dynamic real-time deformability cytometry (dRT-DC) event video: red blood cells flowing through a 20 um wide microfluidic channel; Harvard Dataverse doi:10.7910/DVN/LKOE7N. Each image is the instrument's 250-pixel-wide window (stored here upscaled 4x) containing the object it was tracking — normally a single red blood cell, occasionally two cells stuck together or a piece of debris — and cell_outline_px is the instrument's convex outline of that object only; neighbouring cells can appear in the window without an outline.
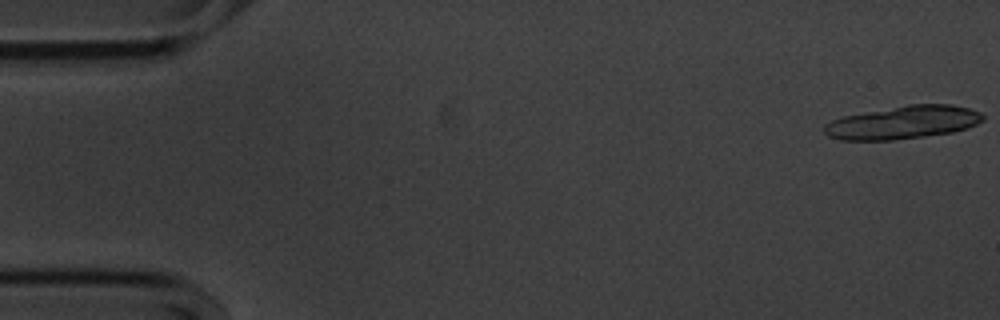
{"species": "common noctule bat (a hibernating species)", "species_latin": "Nyctalus noctula", "temperature_condition": "cold", "stored_images_in_passage": 26, "camera_frame_rate_fps": 3000, "um_per_image_px": 0.085, "animal": {"sex": "male", "body_mass_g": 20.1, "forearm_length_mm": 53.5}, "frame": {"image": 1, "passage_image": 1, "time_ms": 0.0, "image_size_px": [1000, 320], "cell_outline_px": [[984, 120], [968, 128], [952, 132], [924, 136], [892, 140], [840, 140], [828, 136], [824, 132], [824, 124], [832, 120], [844, 116], [908, 104], [952, 104], [968, 108], [980, 112], [984, 116]], "centroid_in_image_um": [76.76, 10.4], "position_along_channel_um": 8.2, "area_um2": 30.52}}